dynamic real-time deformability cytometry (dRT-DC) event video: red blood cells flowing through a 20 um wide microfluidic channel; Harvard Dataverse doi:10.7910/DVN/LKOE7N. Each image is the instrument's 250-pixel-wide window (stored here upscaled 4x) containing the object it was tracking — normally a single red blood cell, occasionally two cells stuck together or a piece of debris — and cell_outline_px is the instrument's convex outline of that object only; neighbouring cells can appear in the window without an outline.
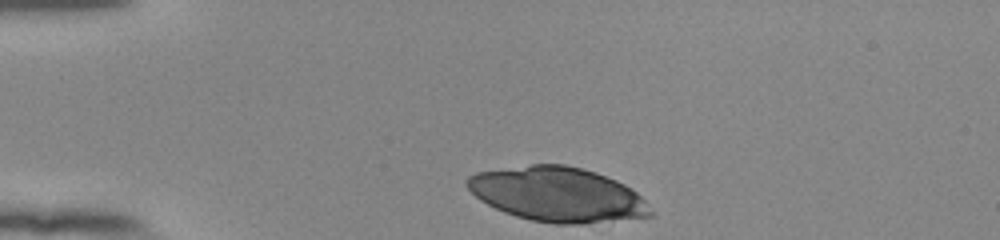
{"species": "human", "species_latin": "Homo sapiens", "temperature_condition": "room temperature", "stored_images_in_passage": 33, "camera_frame_rate_fps": 3000, "um_per_image_px": 0.085, "donor": {"sex": "female"}, "frame": {"image": 1, "passage_image": 1, "time_ms": 0.0, "image_size_px": [1000, 240], "cell_outline_px": [[652, 216], [588, 224], [552, 224], [532, 220], [516, 216], [504, 212], [480, 200], [464, 184], [464, 180], [468, 176], [476, 172], [532, 164], [564, 164], [596, 172], [616, 180], [624, 184], [636, 192], [644, 200], [652, 212]], "centroid_in_image_um": [47.37, 16.53], "position_along_channel_um": 37.6, "area_um2": 58.32}}